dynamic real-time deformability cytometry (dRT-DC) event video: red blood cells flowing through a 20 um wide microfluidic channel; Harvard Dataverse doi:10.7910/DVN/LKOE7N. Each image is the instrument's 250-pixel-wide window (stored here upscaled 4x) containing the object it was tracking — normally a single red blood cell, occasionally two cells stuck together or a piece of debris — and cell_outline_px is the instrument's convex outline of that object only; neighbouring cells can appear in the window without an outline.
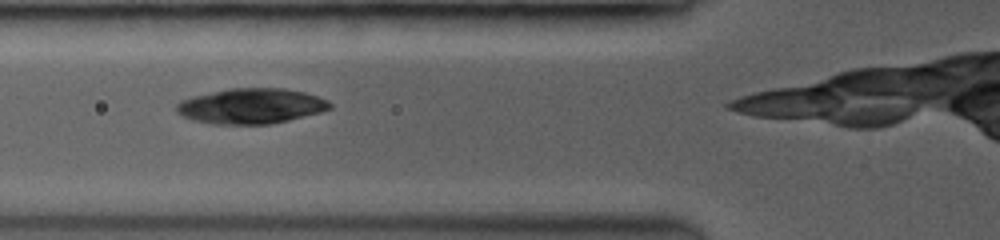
{"species": "common noctule bat (a hibernating species)", "species_latin": "Nyctalus noctula", "temperature_condition": "room temperature", "stored_images_in_passage": 3, "camera_frame_rate_fps": 3500, "um_per_image_px": 0.085, "animal": {"sex": "female", "body_mass_g": 19.0, "forearm_length_mm": 53.3}, "frame": {"image": 1, "passage_image": 2, "time_ms": 0.857, "image_size_px": [1000, 240], "cell_outline_px": [[332, 108], [320, 112], [288, 120], [268, 124], [212, 124], [192, 120], [184, 116], [176, 108], [176, 104], [184, 100], [196, 96], [232, 88], [284, 88], [304, 92], [328, 100], [332, 104]], "centroid_in_image_um": [21.4, 9.02], "position_along_channel_um": 104.4, "area_um2": 31.1}}